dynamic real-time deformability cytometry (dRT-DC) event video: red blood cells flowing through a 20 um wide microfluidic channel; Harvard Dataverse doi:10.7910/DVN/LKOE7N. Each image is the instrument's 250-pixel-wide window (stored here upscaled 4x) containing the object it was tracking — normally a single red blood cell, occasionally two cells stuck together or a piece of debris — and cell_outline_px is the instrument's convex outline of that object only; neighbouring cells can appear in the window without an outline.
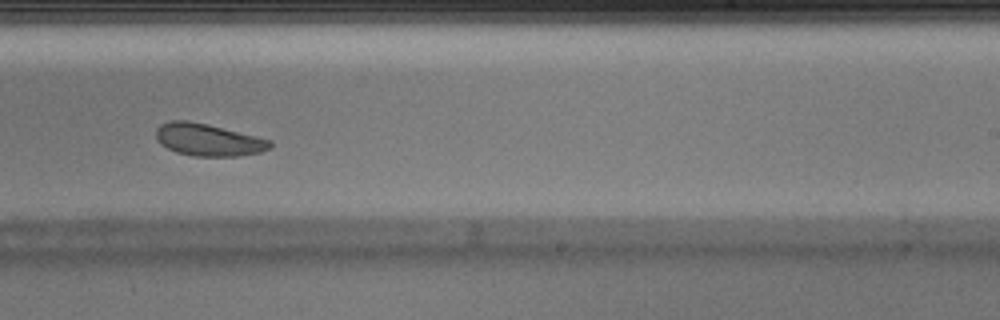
{"species": "Egyptian fruit bat (a non-hibernating species)", "species_latin": "Rousettus aegyptiacus", "temperature_condition": "warm", "stored_images_in_passage": 27, "camera_frame_rate_fps": 3000, "um_per_image_px": 0.085, "animal": {"sex": "male"}, "frame": {"image": 1, "passage_image": 16, "time_ms": 5.0, "image_size_px": [1000, 320], "cell_outline_px": [[272, 148], [260, 152], [240, 156], [196, 156], [176, 152], [160, 144], [156, 136], [156, 128], [160, 124], [168, 120], [188, 120], [208, 124], [272, 140]], "centroid_in_image_um": [17.7, 11.87], "position_along_channel_um": 271.3, "area_um2": 21.56}}